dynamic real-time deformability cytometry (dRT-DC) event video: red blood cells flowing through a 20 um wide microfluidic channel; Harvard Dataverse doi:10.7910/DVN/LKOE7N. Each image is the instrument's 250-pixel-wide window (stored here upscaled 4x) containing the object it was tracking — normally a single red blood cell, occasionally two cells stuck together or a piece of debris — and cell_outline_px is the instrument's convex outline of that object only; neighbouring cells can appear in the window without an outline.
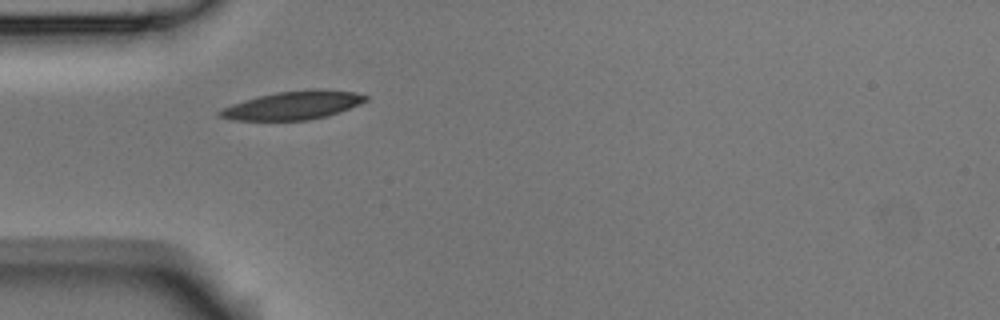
{"species": "Egyptian fruit bat (a non-hibernating species)", "species_latin": "Rousettus aegyptiacus", "temperature_condition": "room temperature", "stored_images_in_passage": 1, "camera_frame_rate_fps": 3000, "um_per_image_px": 0.085, "animal": {"sex": "male"}, "frame": {"image": 1, "passage_image": 1, "time_ms": 0.0, "image_size_px": [1000, 320], "cell_outline_px": [[368, 100], [360, 104], [328, 116], [308, 120], [232, 120], [216, 116], [216, 112], [220, 108], [244, 100], [276, 92], [312, 88], [320, 88], [352, 92], [368, 96]], "centroid_in_image_um": [24.88, 8.95], "position_along_channel_um": 60.1, "area_um2": 24.33}}